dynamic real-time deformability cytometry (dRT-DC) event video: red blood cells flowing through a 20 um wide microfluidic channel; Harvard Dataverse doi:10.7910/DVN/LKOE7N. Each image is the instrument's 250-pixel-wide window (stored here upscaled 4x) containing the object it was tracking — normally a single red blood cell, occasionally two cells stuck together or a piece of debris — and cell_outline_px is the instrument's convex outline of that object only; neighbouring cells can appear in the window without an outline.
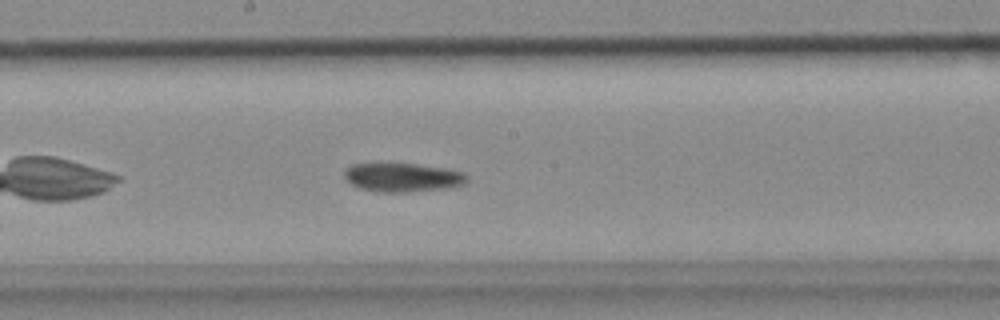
{"species": "common noctule bat (a hibernating species)", "species_latin": "Nyctalus noctula", "temperature_condition": "cold", "stored_images_in_passage": 31, "camera_frame_rate_fps": 3000, "um_per_image_px": 0.085, "animal": {"sex": "female", "body_mass_g": 18.4}, "frame": {"image": 1, "passage_image": 14, "time_ms": 4.333, "image_size_px": [1000, 320], "cell_outline_px": [[468, 180], [464, 184], [452, 188], [408, 192], [376, 192], [360, 188], [352, 184], [344, 176], [344, 172], [352, 164], [416, 164], [448, 168], [464, 172], [468, 176]], "centroid_in_image_um": [34.3, 15.09], "position_along_channel_um": 213.9, "area_um2": 20.69}}
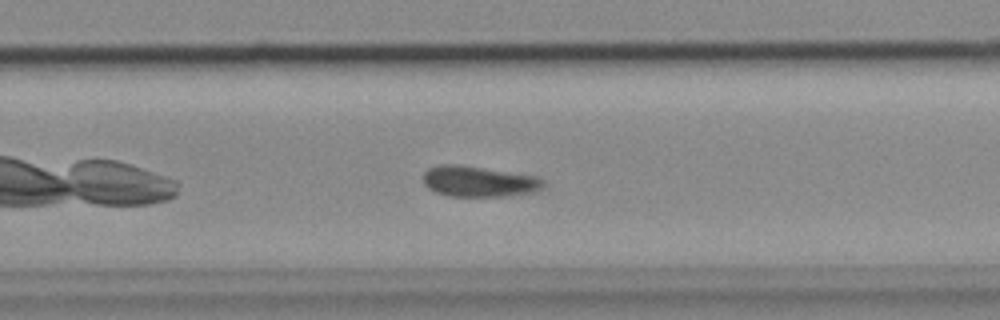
{"frame": {"image": 2, "passage_image": 20, "time_ms": 6.333, "image_size_px": [1000, 320], "cell_outline_px": [[544, 184], [540, 188], [532, 192], [500, 196], [448, 196], [436, 192], [428, 188], [424, 184], [424, 172], [428, 168], [440, 164], [460, 164], [532, 176], [540, 180]], "centroid_in_image_um": [40.58, 15.42], "position_along_channel_um": 289.2, "area_um2": 21.04}}
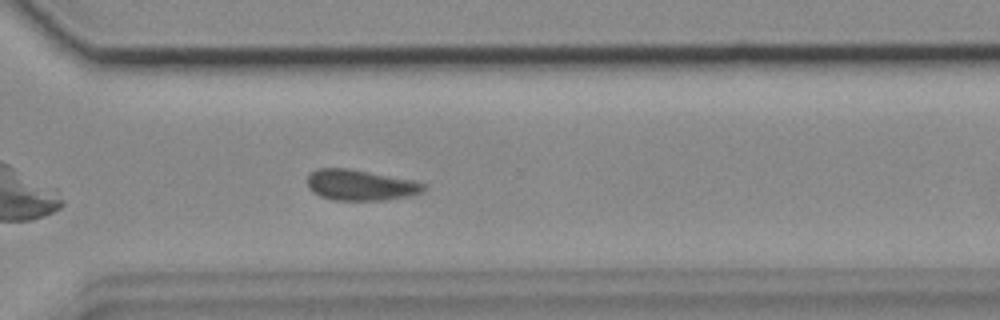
{"frame": {"image": 3, "passage_image": 24, "time_ms": 7.667, "image_size_px": [1000, 320], "cell_outline_px": [[428, 188], [424, 192], [412, 196], [384, 200], [332, 200], [320, 196], [312, 192], [308, 188], [308, 176], [312, 172], [320, 168], [348, 168], [416, 180], [424, 184]], "centroid_in_image_um": [30.7, 15.74], "position_along_channel_um": 339.9, "area_um2": 21.15}}